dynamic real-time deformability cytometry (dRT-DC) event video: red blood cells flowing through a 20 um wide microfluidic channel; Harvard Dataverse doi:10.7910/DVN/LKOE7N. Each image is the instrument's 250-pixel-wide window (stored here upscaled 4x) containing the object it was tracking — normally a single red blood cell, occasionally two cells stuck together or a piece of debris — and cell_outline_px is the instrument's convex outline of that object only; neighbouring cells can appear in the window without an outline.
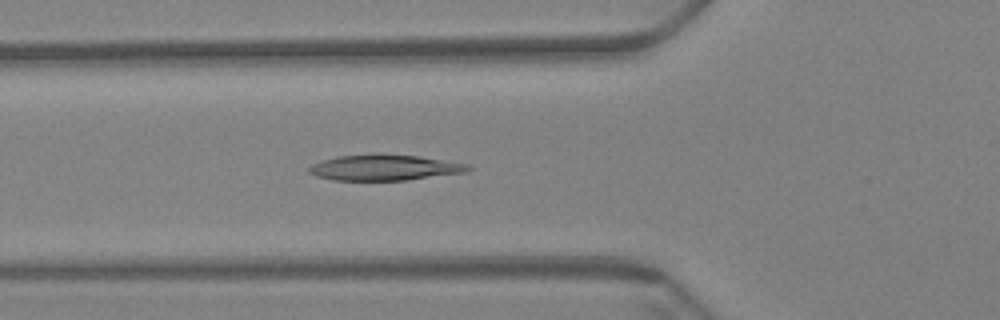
{"species": "Egyptian fruit bat (a non-hibernating species)", "species_latin": "Rousettus aegyptiacus", "temperature_condition": "warm", "stored_images_in_passage": 46, "camera_frame_rate_fps": 3000, "um_per_image_px": 0.085, "animal": {"sex": "female"}, "frame": {"image": 1, "passage_image": 8, "time_ms": 2.333, "image_size_px": [1000, 320], "cell_outline_px": [[472, 168], [468, 172], [408, 180], [332, 180], [316, 176], [308, 172], [308, 168], [312, 164], [336, 156], [376, 152], [420, 156], [472, 164]], "centroid_in_image_um": [32.73, 14.22], "position_along_channel_um": 93.1, "area_um2": 24.57}}
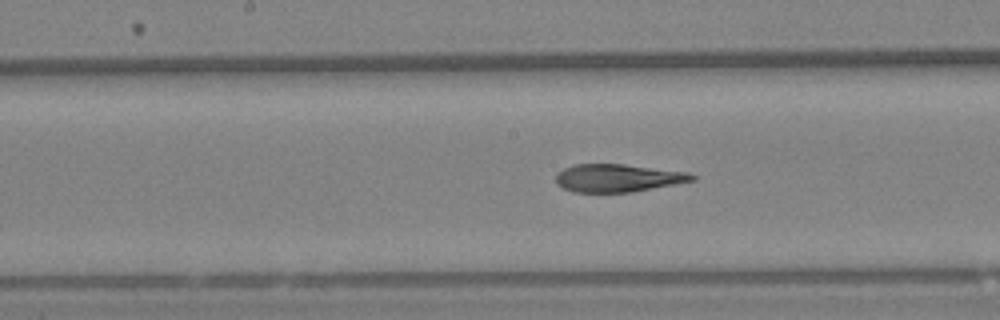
{"frame": {"image": 2, "passage_image": 17, "time_ms": 5.333, "image_size_px": [1000, 320], "cell_outline_px": [[696, 180], [632, 192], [572, 192], [556, 184], [556, 172], [572, 164], [624, 164], [688, 172], [696, 176]], "centroid_in_image_um": [52.49, 15.12], "position_along_channel_um": 195.7, "area_um2": 22.2}}
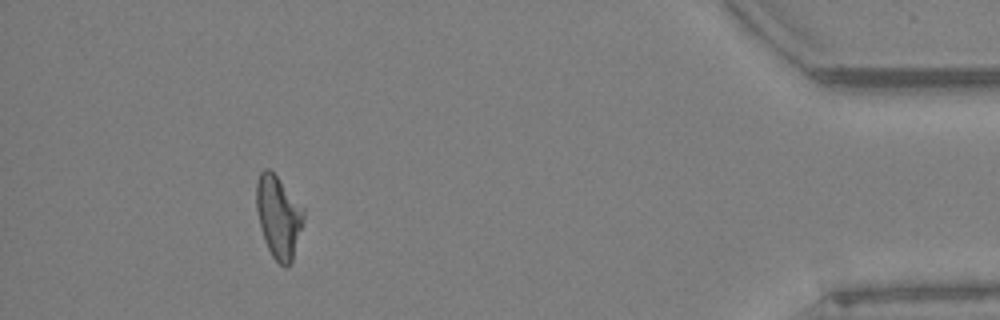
{"frame": {"image": 3, "passage_image": 41, "time_ms": 13.333, "image_size_px": [1000, 320], "cell_outline_px": [[304, 220], [292, 264], [288, 268], [284, 268], [272, 256], [264, 240], [260, 228], [256, 208], [256, 184], [260, 172], [264, 168], [268, 168], [276, 176], [304, 208]], "centroid_in_image_um": [23.68, 18.48], "position_along_channel_um": 411.5, "area_um2": 22.83}, "authors_computed_cell_mechanics": {"area_um2": 23.0622, "velocity_mm_per_s": 3.4278, "shape_relaxation_time_tau1_ms": null, "shape_relaxation_time_tau2_ms": 3.3902, "deformation_change_tau1": null, "deformation_change_tau2": 0.1164}}